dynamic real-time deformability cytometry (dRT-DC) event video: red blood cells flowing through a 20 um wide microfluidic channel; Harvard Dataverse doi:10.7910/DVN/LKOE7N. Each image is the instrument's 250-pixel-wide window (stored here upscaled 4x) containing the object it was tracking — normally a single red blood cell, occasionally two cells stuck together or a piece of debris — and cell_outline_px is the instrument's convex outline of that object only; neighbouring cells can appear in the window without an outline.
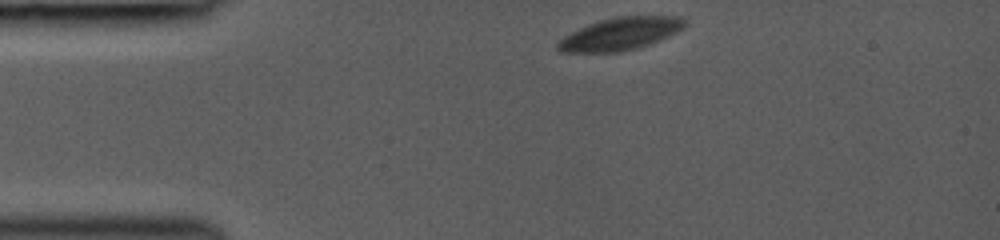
{"species": "common noctule bat (a hibernating species)", "species_latin": "Nyctalus noctula", "temperature_condition": "room temperature", "stored_images_in_passage": 5, "camera_frame_rate_fps": 3000, "um_per_image_px": 0.085, "animal": {"sex": "female", "body_mass_g": 19.0, "forearm_length_mm": 53.3}, "frame": {"image": 1, "passage_image": 1, "time_ms": 0.0, "image_size_px": [1000, 240], "cell_outline_px": [[688, 24], [684, 28], [652, 44], [620, 52], [560, 52], [556, 48], [556, 44], [564, 36], [588, 24], [600, 20], [616, 16], [680, 16], [688, 20]], "centroid_in_image_um": [52.77, 2.87], "position_along_channel_um": 32.2, "area_um2": 24.22}}
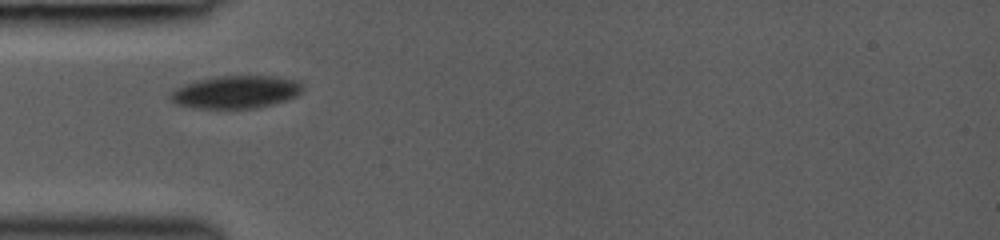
{"frame": {"image": 2, "passage_image": 3, "time_ms": 2.0, "image_size_px": [1000, 240], "cell_outline_px": [[304, 88], [296, 96], [288, 100], [256, 108], [196, 108], [176, 104], [172, 100], [168, 92], [184, 84], [196, 80], [216, 76], [276, 76], [300, 80]], "centroid_in_image_um": [20.07, 7.81], "position_along_channel_um": 64.9, "area_um2": 25.43}}
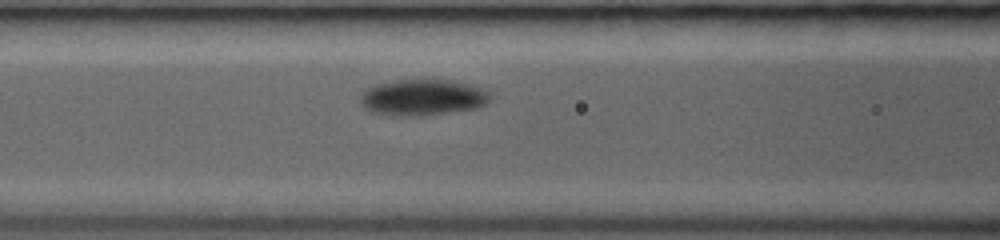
{"frame": {"image": 3, "passage_image": 5, "time_ms": 3.667, "image_size_px": [1000, 240], "cell_outline_px": [[492, 96], [484, 104], [476, 108], [452, 112], [420, 116], [404, 116], [372, 112], [364, 108], [360, 100], [360, 96], [368, 88], [376, 84], [396, 80], [448, 80], [468, 84], [480, 88], [488, 92]], "centroid_in_image_um": [35.91, 8.29], "position_along_channel_um": 130.7, "area_um2": 27.05}}